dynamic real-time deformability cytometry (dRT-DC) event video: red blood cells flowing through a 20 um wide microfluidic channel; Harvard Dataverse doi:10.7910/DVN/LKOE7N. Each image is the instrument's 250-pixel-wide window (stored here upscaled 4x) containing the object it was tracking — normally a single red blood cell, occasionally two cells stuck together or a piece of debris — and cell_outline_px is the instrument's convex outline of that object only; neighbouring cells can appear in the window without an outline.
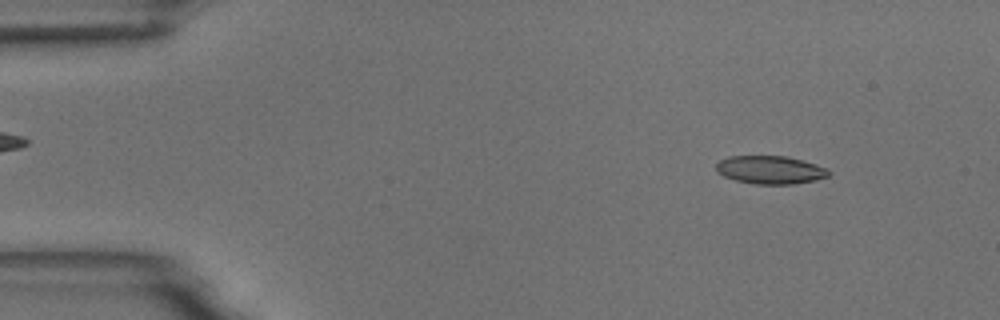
{"species": "common noctule bat (a hibernating species)", "species_latin": "Nyctalus noctula", "temperature_condition": "room temperature", "stored_images_in_passage": 41, "camera_frame_rate_fps": 3000, "um_per_image_px": 0.085, "animal": {"sex": "male", "body_mass_g": 18.8}, "frame": {"image": 1, "passage_image": 6, "time_ms": 1.667, "image_size_px": [1000, 320], "cell_outline_px": [[832, 172], [828, 176], [816, 180], [792, 184], [756, 184], [736, 180], [724, 176], [716, 172], [716, 164], [720, 160], [728, 156], [788, 156], [816, 164], [828, 168]], "centroid_in_image_um": [65.49, 14.43], "position_along_channel_um": 19.5, "area_um2": 18.55}}
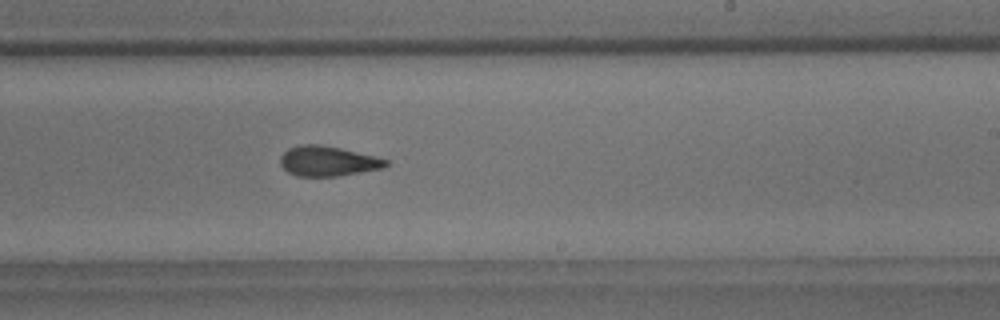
{"frame": {"image": 2, "passage_image": 33, "time_ms": 10.667, "image_size_px": [1000, 320], "cell_outline_px": [[388, 164], [384, 168], [336, 176], [296, 176], [288, 172], [280, 164], [280, 156], [288, 148], [300, 144], [320, 144], [340, 148], [376, 156], [388, 160]], "centroid_in_image_um": [27.85, 13.69], "position_along_channel_um": 261.2, "area_um2": 18.5}}
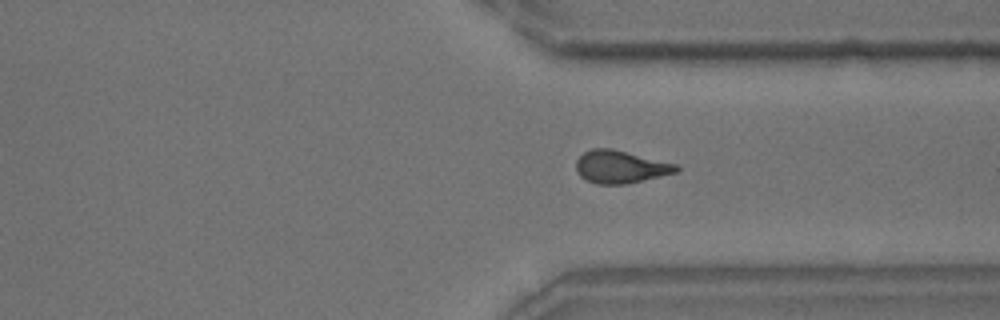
{"frame": {"image": 3, "passage_image": 41, "time_ms": 13.333, "image_size_px": [1000, 320], "cell_outline_px": [[680, 168], [676, 172], [628, 184], [596, 184], [580, 176], [576, 168], [576, 160], [584, 152], [592, 148], [612, 148], [676, 164]], "centroid_in_image_um": [52.72, 14.18], "position_along_channel_um": 358.7, "area_um2": 18.96}}